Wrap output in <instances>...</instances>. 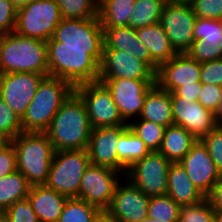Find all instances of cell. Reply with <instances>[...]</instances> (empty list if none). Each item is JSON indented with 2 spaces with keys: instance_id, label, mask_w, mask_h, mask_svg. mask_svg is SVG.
Instances as JSON below:
<instances>
[{
  "instance_id": "cell-1",
  "label": "cell",
  "mask_w": 222,
  "mask_h": 222,
  "mask_svg": "<svg viewBox=\"0 0 222 222\" xmlns=\"http://www.w3.org/2000/svg\"><path fill=\"white\" fill-rule=\"evenodd\" d=\"M92 127L81 97L73 91L45 131L55 151L87 149Z\"/></svg>"
},
{
  "instance_id": "cell-2",
  "label": "cell",
  "mask_w": 222,
  "mask_h": 222,
  "mask_svg": "<svg viewBox=\"0 0 222 222\" xmlns=\"http://www.w3.org/2000/svg\"><path fill=\"white\" fill-rule=\"evenodd\" d=\"M17 72L48 76L46 42L15 31L0 35V74Z\"/></svg>"
},
{
  "instance_id": "cell-3",
  "label": "cell",
  "mask_w": 222,
  "mask_h": 222,
  "mask_svg": "<svg viewBox=\"0 0 222 222\" xmlns=\"http://www.w3.org/2000/svg\"><path fill=\"white\" fill-rule=\"evenodd\" d=\"M16 152L17 170L30 186L45 185L55 154L45 132H22L12 140Z\"/></svg>"
},
{
  "instance_id": "cell-4",
  "label": "cell",
  "mask_w": 222,
  "mask_h": 222,
  "mask_svg": "<svg viewBox=\"0 0 222 222\" xmlns=\"http://www.w3.org/2000/svg\"><path fill=\"white\" fill-rule=\"evenodd\" d=\"M74 87L66 80L45 76L21 118L22 132H45Z\"/></svg>"
},
{
  "instance_id": "cell-5",
  "label": "cell",
  "mask_w": 222,
  "mask_h": 222,
  "mask_svg": "<svg viewBox=\"0 0 222 222\" xmlns=\"http://www.w3.org/2000/svg\"><path fill=\"white\" fill-rule=\"evenodd\" d=\"M48 75L68 81L73 87L98 81L99 63L89 49L47 46Z\"/></svg>"
},
{
  "instance_id": "cell-6",
  "label": "cell",
  "mask_w": 222,
  "mask_h": 222,
  "mask_svg": "<svg viewBox=\"0 0 222 222\" xmlns=\"http://www.w3.org/2000/svg\"><path fill=\"white\" fill-rule=\"evenodd\" d=\"M47 46L89 49V54L100 64L104 46V30L99 17L62 19Z\"/></svg>"
},
{
  "instance_id": "cell-7",
  "label": "cell",
  "mask_w": 222,
  "mask_h": 222,
  "mask_svg": "<svg viewBox=\"0 0 222 222\" xmlns=\"http://www.w3.org/2000/svg\"><path fill=\"white\" fill-rule=\"evenodd\" d=\"M90 164L87 149L55 151L45 185L68 198H78L82 176Z\"/></svg>"
},
{
  "instance_id": "cell-8",
  "label": "cell",
  "mask_w": 222,
  "mask_h": 222,
  "mask_svg": "<svg viewBox=\"0 0 222 222\" xmlns=\"http://www.w3.org/2000/svg\"><path fill=\"white\" fill-rule=\"evenodd\" d=\"M61 20L60 9L54 0H34L17 10L14 31L47 42Z\"/></svg>"
},
{
  "instance_id": "cell-9",
  "label": "cell",
  "mask_w": 222,
  "mask_h": 222,
  "mask_svg": "<svg viewBox=\"0 0 222 222\" xmlns=\"http://www.w3.org/2000/svg\"><path fill=\"white\" fill-rule=\"evenodd\" d=\"M81 97L92 128L128 125L122 119L111 92L101 82L83 83L74 87Z\"/></svg>"
},
{
  "instance_id": "cell-10",
  "label": "cell",
  "mask_w": 222,
  "mask_h": 222,
  "mask_svg": "<svg viewBox=\"0 0 222 222\" xmlns=\"http://www.w3.org/2000/svg\"><path fill=\"white\" fill-rule=\"evenodd\" d=\"M171 162L159 151H151L134 162L126 171L130 182L147 196H163L167 193V177Z\"/></svg>"
},
{
  "instance_id": "cell-11",
  "label": "cell",
  "mask_w": 222,
  "mask_h": 222,
  "mask_svg": "<svg viewBox=\"0 0 222 222\" xmlns=\"http://www.w3.org/2000/svg\"><path fill=\"white\" fill-rule=\"evenodd\" d=\"M196 16L188 2L167 1L159 23L177 53H187L193 44Z\"/></svg>"
},
{
  "instance_id": "cell-12",
  "label": "cell",
  "mask_w": 222,
  "mask_h": 222,
  "mask_svg": "<svg viewBox=\"0 0 222 222\" xmlns=\"http://www.w3.org/2000/svg\"><path fill=\"white\" fill-rule=\"evenodd\" d=\"M120 172L90 164L81 179L78 198L99 209H107L118 185Z\"/></svg>"
},
{
  "instance_id": "cell-13",
  "label": "cell",
  "mask_w": 222,
  "mask_h": 222,
  "mask_svg": "<svg viewBox=\"0 0 222 222\" xmlns=\"http://www.w3.org/2000/svg\"><path fill=\"white\" fill-rule=\"evenodd\" d=\"M111 92L125 123L130 117L140 116L148 90L155 84V80L132 79H98ZM136 114V115H135Z\"/></svg>"
},
{
  "instance_id": "cell-14",
  "label": "cell",
  "mask_w": 222,
  "mask_h": 222,
  "mask_svg": "<svg viewBox=\"0 0 222 222\" xmlns=\"http://www.w3.org/2000/svg\"><path fill=\"white\" fill-rule=\"evenodd\" d=\"M45 76L28 72L0 74V97L22 118Z\"/></svg>"
},
{
  "instance_id": "cell-15",
  "label": "cell",
  "mask_w": 222,
  "mask_h": 222,
  "mask_svg": "<svg viewBox=\"0 0 222 222\" xmlns=\"http://www.w3.org/2000/svg\"><path fill=\"white\" fill-rule=\"evenodd\" d=\"M155 80V72L133 54L103 49L98 79Z\"/></svg>"
},
{
  "instance_id": "cell-16",
  "label": "cell",
  "mask_w": 222,
  "mask_h": 222,
  "mask_svg": "<svg viewBox=\"0 0 222 222\" xmlns=\"http://www.w3.org/2000/svg\"><path fill=\"white\" fill-rule=\"evenodd\" d=\"M174 125L182 126L195 138L201 139L217 127V116L198 101L178 97L170 93Z\"/></svg>"
},
{
  "instance_id": "cell-17",
  "label": "cell",
  "mask_w": 222,
  "mask_h": 222,
  "mask_svg": "<svg viewBox=\"0 0 222 222\" xmlns=\"http://www.w3.org/2000/svg\"><path fill=\"white\" fill-rule=\"evenodd\" d=\"M201 63L188 53H177L169 61L160 65L155 73V83L172 93L183 85L199 82Z\"/></svg>"
},
{
  "instance_id": "cell-18",
  "label": "cell",
  "mask_w": 222,
  "mask_h": 222,
  "mask_svg": "<svg viewBox=\"0 0 222 222\" xmlns=\"http://www.w3.org/2000/svg\"><path fill=\"white\" fill-rule=\"evenodd\" d=\"M179 162L195 187L207 197L221 174L203 142L197 139L189 152Z\"/></svg>"
},
{
  "instance_id": "cell-19",
  "label": "cell",
  "mask_w": 222,
  "mask_h": 222,
  "mask_svg": "<svg viewBox=\"0 0 222 222\" xmlns=\"http://www.w3.org/2000/svg\"><path fill=\"white\" fill-rule=\"evenodd\" d=\"M150 197L130 181L125 186H116L111 202L106 209L118 222H142L148 217Z\"/></svg>"
},
{
  "instance_id": "cell-20",
  "label": "cell",
  "mask_w": 222,
  "mask_h": 222,
  "mask_svg": "<svg viewBox=\"0 0 222 222\" xmlns=\"http://www.w3.org/2000/svg\"><path fill=\"white\" fill-rule=\"evenodd\" d=\"M193 44L187 52L199 63L222 59V20L196 18Z\"/></svg>"
},
{
  "instance_id": "cell-21",
  "label": "cell",
  "mask_w": 222,
  "mask_h": 222,
  "mask_svg": "<svg viewBox=\"0 0 222 222\" xmlns=\"http://www.w3.org/2000/svg\"><path fill=\"white\" fill-rule=\"evenodd\" d=\"M128 125L93 128L87 151L92 165L118 171L117 143Z\"/></svg>"
},
{
  "instance_id": "cell-22",
  "label": "cell",
  "mask_w": 222,
  "mask_h": 222,
  "mask_svg": "<svg viewBox=\"0 0 222 222\" xmlns=\"http://www.w3.org/2000/svg\"><path fill=\"white\" fill-rule=\"evenodd\" d=\"M27 198L40 222H57L68 199L46 185L30 186Z\"/></svg>"
},
{
  "instance_id": "cell-23",
  "label": "cell",
  "mask_w": 222,
  "mask_h": 222,
  "mask_svg": "<svg viewBox=\"0 0 222 222\" xmlns=\"http://www.w3.org/2000/svg\"><path fill=\"white\" fill-rule=\"evenodd\" d=\"M166 195L180 207L197 204L206 198L192 183L180 162L169 165Z\"/></svg>"
},
{
  "instance_id": "cell-24",
  "label": "cell",
  "mask_w": 222,
  "mask_h": 222,
  "mask_svg": "<svg viewBox=\"0 0 222 222\" xmlns=\"http://www.w3.org/2000/svg\"><path fill=\"white\" fill-rule=\"evenodd\" d=\"M136 34L151 55V69L155 73L160 65L177 54L159 22L136 29Z\"/></svg>"
},
{
  "instance_id": "cell-25",
  "label": "cell",
  "mask_w": 222,
  "mask_h": 222,
  "mask_svg": "<svg viewBox=\"0 0 222 222\" xmlns=\"http://www.w3.org/2000/svg\"><path fill=\"white\" fill-rule=\"evenodd\" d=\"M103 49H114L133 54L137 59L144 61L151 68V55L136 34V29L126 27L103 28Z\"/></svg>"
},
{
  "instance_id": "cell-26",
  "label": "cell",
  "mask_w": 222,
  "mask_h": 222,
  "mask_svg": "<svg viewBox=\"0 0 222 222\" xmlns=\"http://www.w3.org/2000/svg\"><path fill=\"white\" fill-rule=\"evenodd\" d=\"M139 119L149 120L158 125H173L170 92L156 83L148 90Z\"/></svg>"
},
{
  "instance_id": "cell-27",
  "label": "cell",
  "mask_w": 222,
  "mask_h": 222,
  "mask_svg": "<svg viewBox=\"0 0 222 222\" xmlns=\"http://www.w3.org/2000/svg\"><path fill=\"white\" fill-rule=\"evenodd\" d=\"M196 141L189 131L173 124L166 127L159 152L170 162H179Z\"/></svg>"
},
{
  "instance_id": "cell-28",
  "label": "cell",
  "mask_w": 222,
  "mask_h": 222,
  "mask_svg": "<svg viewBox=\"0 0 222 222\" xmlns=\"http://www.w3.org/2000/svg\"><path fill=\"white\" fill-rule=\"evenodd\" d=\"M136 0H102L98 4V17L102 28L126 27Z\"/></svg>"
},
{
  "instance_id": "cell-29",
  "label": "cell",
  "mask_w": 222,
  "mask_h": 222,
  "mask_svg": "<svg viewBox=\"0 0 222 222\" xmlns=\"http://www.w3.org/2000/svg\"><path fill=\"white\" fill-rule=\"evenodd\" d=\"M149 152L144 142L128 128L117 143L118 172L127 170Z\"/></svg>"
},
{
  "instance_id": "cell-30",
  "label": "cell",
  "mask_w": 222,
  "mask_h": 222,
  "mask_svg": "<svg viewBox=\"0 0 222 222\" xmlns=\"http://www.w3.org/2000/svg\"><path fill=\"white\" fill-rule=\"evenodd\" d=\"M30 185L18 170L0 178V214L16 201L27 198Z\"/></svg>"
},
{
  "instance_id": "cell-31",
  "label": "cell",
  "mask_w": 222,
  "mask_h": 222,
  "mask_svg": "<svg viewBox=\"0 0 222 222\" xmlns=\"http://www.w3.org/2000/svg\"><path fill=\"white\" fill-rule=\"evenodd\" d=\"M168 0H136L129 17V27H147L159 22L163 8Z\"/></svg>"
},
{
  "instance_id": "cell-32",
  "label": "cell",
  "mask_w": 222,
  "mask_h": 222,
  "mask_svg": "<svg viewBox=\"0 0 222 222\" xmlns=\"http://www.w3.org/2000/svg\"><path fill=\"white\" fill-rule=\"evenodd\" d=\"M137 121L128 122V128L144 142L150 152L159 151L166 127L149 120L138 119Z\"/></svg>"
},
{
  "instance_id": "cell-33",
  "label": "cell",
  "mask_w": 222,
  "mask_h": 222,
  "mask_svg": "<svg viewBox=\"0 0 222 222\" xmlns=\"http://www.w3.org/2000/svg\"><path fill=\"white\" fill-rule=\"evenodd\" d=\"M180 208L168 195L152 196L148 203V217L160 222H178Z\"/></svg>"
},
{
  "instance_id": "cell-34",
  "label": "cell",
  "mask_w": 222,
  "mask_h": 222,
  "mask_svg": "<svg viewBox=\"0 0 222 222\" xmlns=\"http://www.w3.org/2000/svg\"><path fill=\"white\" fill-rule=\"evenodd\" d=\"M62 19H86L98 17L97 0H54Z\"/></svg>"
},
{
  "instance_id": "cell-35",
  "label": "cell",
  "mask_w": 222,
  "mask_h": 222,
  "mask_svg": "<svg viewBox=\"0 0 222 222\" xmlns=\"http://www.w3.org/2000/svg\"><path fill=\"white\" fill-rule=\"evenodd\" d=\"M99 210L83 199L68 198L57 222H91Z\"/></svg>"
},
{
  "instance_id": "cell-36",
  "label": "cell",
  "mask_w": 222,
  "mask_h": 222,
  "mask_svg": "<svg viewBox=\"0 0 222 222\" xmlns=\"http://www.w3.org/2000/svg\"><path fill=\"white\" fill-rule=\"evenodd\" d=\"M215 211L207 198L180 208L178 222H214Z\"/></svg>"
},
{
  "instance_id": "cell-37",
  "label": "cell",
  "mask_w": 222,
  "mask_h": 222,
  "mask_svg": "<svg viewBox=\"0 0 222 222\" xmlns=\"http://www.w3.org/2000/svg\"><path fill=\"white\" fill-rule=\"evenodd\" d=\"M0 132L10 140L22 133L21 118L0 97Z\"/></svg>"
},
{
  "instance_id": "cell-38",
  "label": "cell",
  "mask_w": 222,
  "mask_h": 222,
  "mask_svg": "<svg viewBox=\"0 0 222 222\" xmlns=\"http://www.w3.org/2000/svg\"><path fill=\"white\" fill-rule=\"evenodd\" d=\"M2 215L8 222H40L28 198L16 201Z\"/></svg>"
},
{
  "instance_id": "cell-39",
  "label": "cell",
  "mask_w": 222,
  "mask_h": 222,
  "mask_svg": "<svg viewBox=\"0 0 222 222\" xmlns=\"http://www.w3.org/2000/svg\"><path fill=\"white\" fill-rule=\"evenodd\" d=\"M196 18L222 20V0H190Z\"/></svg>"
},
{
  "instance_id": "cell-40",
  "label": "cell",
  "mask_w": 222,
  "mask_h": 222,
  "mask_svg": "<svg viewBox=\"0 0 222 222\" xmlns=\"http://www.w3.org/2000/svg\"><path fill=\"white\" fill-rule=\"evenodd\" d=\"M200 140L207 147L208 154L222 175V131L216 127Z\"/></svg>"
},
{
  "instance_id": "cell-41",
  "label": "cell",
  "mask_w": 222,
  "mask_h": 222,
  "mask_svg": "<svg viewBox=\"0 0 222 222\" xmlns=\"http://www.w3.org/2000/svg\"><path fill=\"white\" fill-rule=\"evenodd\" d=\"M222 98V86L202 83L198 102L206 109L214 114H218L220 110V102Z\"/></svg>"
},
{
  "instance_id": "cell-42",
  "label": "cell",
  "mask_w": 222,
  "mask_h": 222,
  "mask_svg": "<svg viewBox=\"0 0 222 222\" xmlns=\"http://www.w3.org/2000/svg\"><path fill=\"white\" fill-rule=\"evenodd\" d=\"M200 82L222 86V59L201 63Z\"/></svg>"
},
{
  "instance_id": "cell-43",
  "label": "cell",
  "mask_w": 222,
  "mask_h": 222,
  "mask_svg": "<svg viewBox=\"0 0 222 222\" xmlns=\"http://www.w3.org/2000/svg\"><path fill=\"white\" fill-rule=\"evenodd\" d=\"M17 9L9 0H0V35L15 30Z\"/></svg>"
},
{
  "instance_id": "cell-44",
  "label": "cell",
  "mask_w": 222,
  "mask_h": 222,
  "mask_svg": "<svg viewBox=\"0 0 222 222\" xmlns=\"http://www.w3.org/2000/svg\"><path fill=\"white\" fill-rule=\"evenodd\" d=\"M17 170L15 147L10 141L0 148V178Z\"/></svg>"
},
{
  "instance_id": "cell-45",
  "label": "cell",
  "mask_w": 222,
  "mask_h": 222,
  "mask_svg": "<svg viewBox=\"0 0 222 222\" xmlns=\"http://www.w3.org/2000/svg\"><path fill=\"white\" fill-rule=\"evenodd\" d=\"M202 83L194 82L193 84L183 85L177 88L174 93L178 97H183V99L191 100L192 102L198 101V97L201 91Z\"/></svg>"
},
{
  "instance_id": "cell-46",
  "label": "cell",
  "mask_w": 222,
  "mask_h": 222,
  "mask_svg": "<svg viewBox=\"0 0 222 222\" xmlns=\"http://www.w3.org/2000/svg\"><path fill=\"white\" fill-rule=\"evenodd\" d=\"M206 198L209 200L214 211H222V175Z\"/></svg>"
},
{
  "instance_id": "cell-47",
  "label": "cell",
  "mask_w": 222,
  "mask_h": 222,
  "mask_svg": "<svg viewBox=\"0 0 222 222\" xmlns=\"http://www.w3.org/2000/svg\"><path fill=\"white\" fill-rule=\"evenodd\" d=\"M91 222H118L106 209H100Z\"/></svg>"
},
{
  "instance_id": "cell-48",
  "label": "cell",
  "mask_w": 222,
  "mask_h": 222,
  "mask_svg": "<svg viewBox=\"0 0 222 222\" xmlns=\"http://www.w3.org/2000/svg\"><path fill=\"white\" fill-rule=\"evenodd\" d=\"M9 1L18 10L19 8L26 6L27 4L33 2L34 0H9Z\"/></svg>"
},
{
  "instance_id": "cell-49",
  "label": "cell",
  "mask_w": 222,
  "mask_h": 222,
  "mask_svg": "<svg viewBox=\"0 0 222 222\" xmlns=\"http://www.w3.org/2000/svg\"><path fill=\"white\" fill-rule=\"evenodd\" d=\"M11 140L0 132V148H3L5 145H7Z\"/></svg>"
},
{
  "instance_id": "cell-50",
  "label": "cell",
  "mask_w": 222,
  "mask_h": 222,
  "mask_svg": "<svg viewBox=\"0 0 222 222\" xmlns=\"http://www.w3.org/2000/svg\"><path fill=\"white\" fill-rule=\"evenodd\" d=\"M214 222H222V211H215Z\"/></svg>"
},
{
  "instance_id": "cell-51",
  "label": "cell",
  "mask_w": 222,
  "mask_h": 222,
  "mask_svg": "<svg viewBox=\"0 0 222 222\" xmlns=\"http://www.w3.org/2000/svg\"><path fill=\"white\" fill-rule=\"evenodd\" d=\"M216 116H217V119H222V98H221V102H220V110Z\"/></svg>"
},
{
  "instance_id": "cell-52",
  "label": "cell",
  "mask_w": 222,
  "mask_h": 222,
  "mask_svg": "<svg viewBox=\"0 0 222 222\" xmlns=\"http://www.w3.org/2000/svg\"><path fill=\"white\" fill-rule=\"evenodd\" d=\"M142 222H160V221H158L157 219L154 220V219H151V218L147 217Z\"/></svg>"
},
{
  "instance_id": "cell-53",
  "label": "cell",
  "mask_w": 222,
  "mask_h": 222,
  "mask_svg": "<svg viewBox=\"0 0 222 222\" xmlns=\"http://www.w3.org/2000/svg\"><path fill=\"white\" fill-rule=\"evenodd\" d=\"M217 127L222 131V119H217Z\"/></svg>"
},
{
  "instance_id": "cell-54",
  "label": "cell",
  "mask_w": 222,
  "mask_h": 222,
  "mask_svg": "<svg viewBox=\"0 0 222 222\" xmlns=\"http://www.w3.org/2000/svg\"><path fill=\"white\" fill-rule=\"evenodd\" d=\"M0 222H8L2 214H0Z\"/></svg>"
},
{
  "instance_id": "cell-55",
  "label": "cell",
  "mask_w": 222,
  "mask_h": 222,
  "mask_svg": "<svg viewBox=\"0 0 222 222\" xmlns=\"http://www.w3.org/2000/svg\"><path fill=\"white\" fill-rule=\"evenodd\" d=\"M169 1H175V2H189L190 0H169Z\"/></svg>"
}]
</instances>
